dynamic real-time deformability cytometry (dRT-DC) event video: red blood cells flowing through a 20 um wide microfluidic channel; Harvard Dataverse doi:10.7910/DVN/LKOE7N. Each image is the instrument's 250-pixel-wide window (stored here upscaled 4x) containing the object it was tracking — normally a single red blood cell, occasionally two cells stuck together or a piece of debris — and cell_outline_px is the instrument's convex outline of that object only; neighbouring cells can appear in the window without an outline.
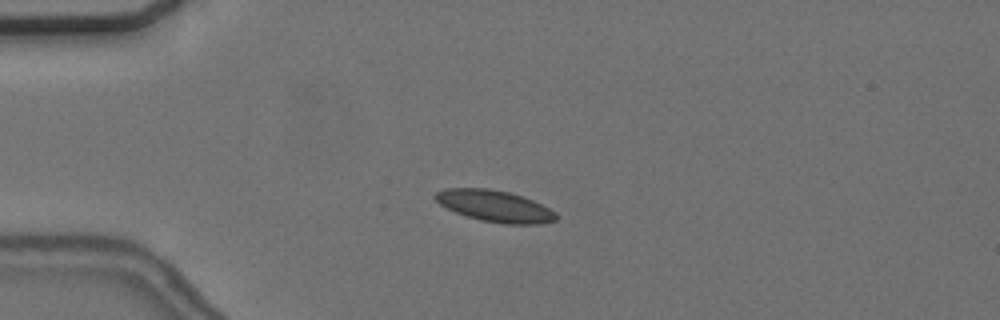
{"species": "common noctule bat (a hibernating species)", "species_latin": "Nyctalus noctula", "temperature_condition": "cold", "stored_images_in_passage": 55, "camera_frame_rate_fps": 3000, "um_per_image_px": 0.085, "animal": {"sex": "female", "body_mass_g": 24.6, "forearm_length_mm": 56.2}, "frame": {"image": 1, "passage_image": 13, "time_ms": 4.0, "image_size_px": [1000, 320], "cell_outline_px": [[560, 216], [556, 220], [540, 224], [504, 224], [480, 220], [456, 212], [440, 204], [432, 196], [436, 192], [444, 188], [488, 188], [508, 192], [524, 196], [556, 212]], "centroid_in_image_um": [42.07, 17.51], "position_along_channel_um": 42.9, "area_um2": 22.2}}
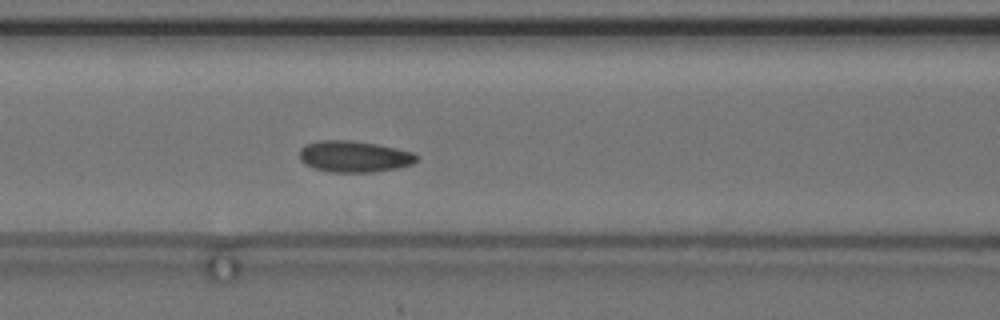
{"frame": {"image": 2, "passage_image": 23, "time_ms": 7.333, "image_size_px": [1000, 320], "cell_outline_px": [[416, 160], [412, 164], [396, 168], [372, 172], [332, 172], [312, 168], [304, 164], [300, 160], [300, 148], [308, 144], [320, 140], [348, 140], [376, 144], [412, 152], [416, 156]], "centroid_in_image_um": [30.05, 13.31], "position_along_channel_um": 136.5, "area_um2": 21.15}}
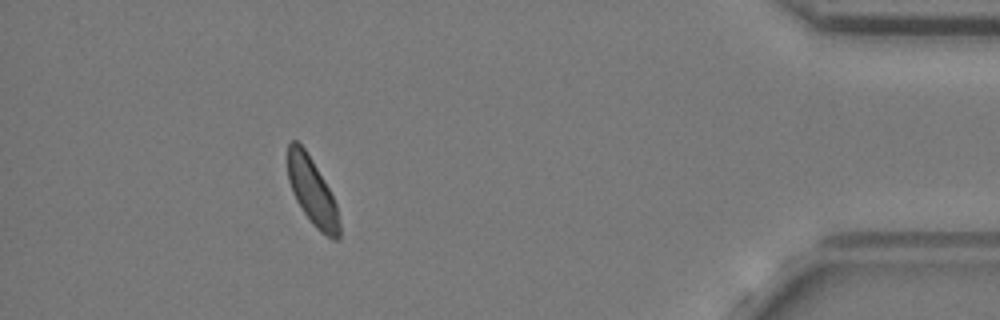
{"frame": {"image": 3, "passage_image": 50, "time_ms": 16.333, "image_size_px": [1000, 320], "cell_outline_px": [[340, 236], [336, 240], [332, 240], [320, 232], [312, 224], [296, 200], [292, 192], [288, 180], [288, 144], [292, 140], [296, 140], [304, 148], [312, 160], [324, 180], [336, 204], [340, 224]], "centroid_in_image_um": [26.54, 16.31], "position_along_channel_um": 408.7, "area_um2": 20.06}, "authors_computed_cell_mechanics": {"area_um2": 20.9814, "velocity_mm_per_s": 3.623, "shape_relaxation_time_tau1_ms": 5.0925, "shape_relaxation_time_tau2_ms": 2.6213, "deformation_change_tau1": 0.0805, "deformation_change_tau2": 0.0646}}